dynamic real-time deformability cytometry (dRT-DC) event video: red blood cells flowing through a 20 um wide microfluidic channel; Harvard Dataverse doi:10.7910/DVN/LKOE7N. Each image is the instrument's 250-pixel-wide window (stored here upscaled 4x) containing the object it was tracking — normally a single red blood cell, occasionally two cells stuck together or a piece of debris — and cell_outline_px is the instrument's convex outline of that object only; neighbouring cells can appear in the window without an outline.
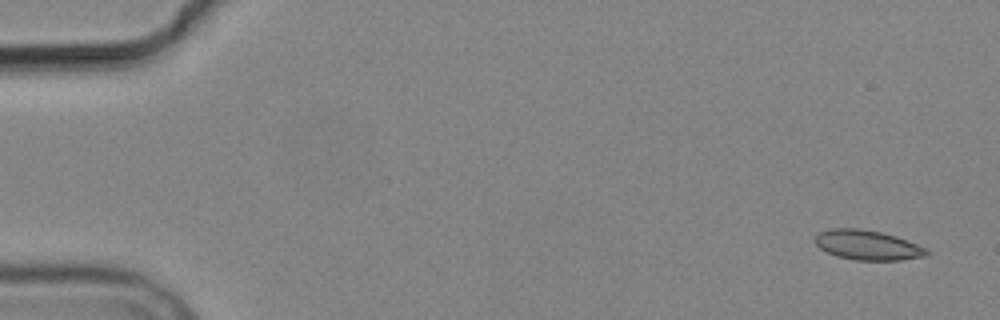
{"species": "common noctule bat (a hibernating species)", "species_latin": "Nyctalus noctula", "temperature_condition": "cold", "stored_images_in_passage": 5, "camera_frame_rate_fps": 3000, "um_per_image_px": 0.085, "animal": {"sex": "male", "body_mass_g": 19.2, "forearm_length_mm": 51.8}, "frame": {"image": 1, "passage_image": 1, "time_ms": 0.0, "image_size_px": [1000, 320], "cell_outline_px": [[932, 252], [924, 256], [900, 260], [856, 260], [836, 256], [820, 248], [812, 240], [820, 232], [828, 228], [860, 228], [880, 232], [896, 236], [916, 244]], "centroid_in_image_um": [73.7, 20.82], "position_along_channel_um": 11.3, "area_um2": 19.31}}
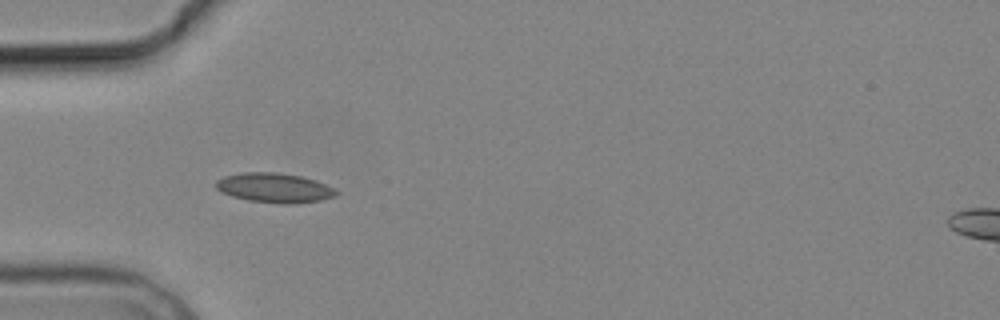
{"frame": {"image": 2, "passage_image": 5, "time_ms": 5.0, "image_size_px": [1000, 320], "cell_outline_px": [[340, 192], [336, 196], [320, 200], [296, 204], [284, 204], [248, 200], [232, 196], [220, 192], [216, 188], [216, 180], [224, 176], [244, 172], [276, 172], [300, 176], [316, 180]], "centroid_in_image_um": [23.32, 15.97], "position_along_channel_um": 61.7, "area_um2": 20.75}}